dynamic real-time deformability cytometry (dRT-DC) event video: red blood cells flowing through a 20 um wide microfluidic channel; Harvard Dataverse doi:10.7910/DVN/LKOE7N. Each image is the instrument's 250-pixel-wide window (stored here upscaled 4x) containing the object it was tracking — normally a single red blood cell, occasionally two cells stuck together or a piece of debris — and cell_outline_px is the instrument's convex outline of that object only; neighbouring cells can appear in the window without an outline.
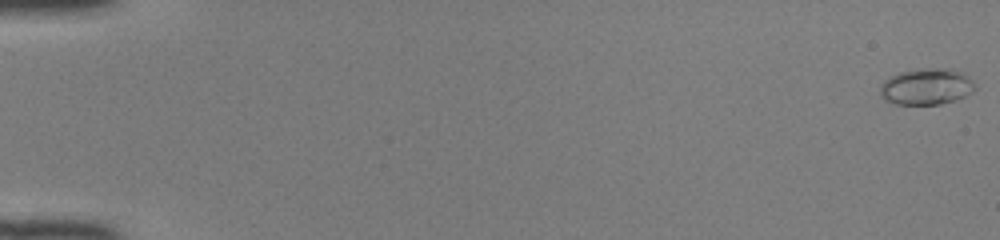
{"species": "common noctule bat (a hibernating species)", "species_latin": "Nyctalus noctula", "temperature_condition": "room temperature", "stored_images_in_passage": 50, "camera_frame_rate_fps": 3000, "um_per_image_px": 0.085, "animal": {"sex": "female", "body_mass_g": 22.0, "forearm_length_mm": 56.7}, "frame": {"image": 1, "passage_image": 1, "time_ms": 0.0, "image_size_px": [1000, 240], "cell_outline_px": [[972, 84], [960, 96], [952, 100], [940, 104], [900, 104], [888, 100], [884, 96], [884, 84], [892, 76], [900, 72], [936, 68], [956, 72], [964, 76]], "centroid_in_image_um": [78.67, 7.38], "position_along_channel_um": 6.3, "area_um2": 17.92}}
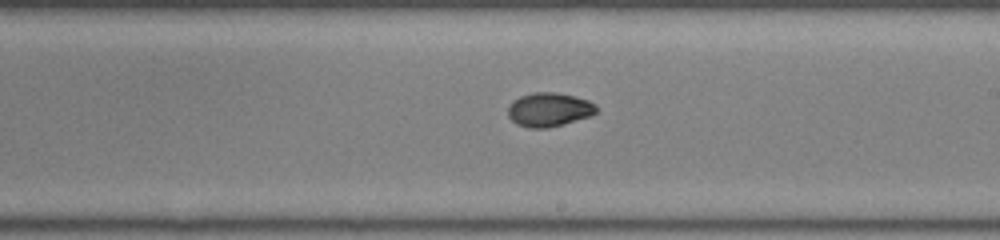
{"frame": {"image": 2, "passage_image": 31, "time_ms": 10.0, "image_size_px": [1000, 240], "cell_outline_px": [[596, 112], [588, 116], [564, 124], [544, 128], [528, 128], [516, 124], [508, 116], [508, 108], [520, 96], [532, 92], [556, 92], [588, 100], [596, 104]], "centroid_in_image_um": [46.66, 9.32], "position_along_channel_um": 242.3, "area_um2": 17.22}}
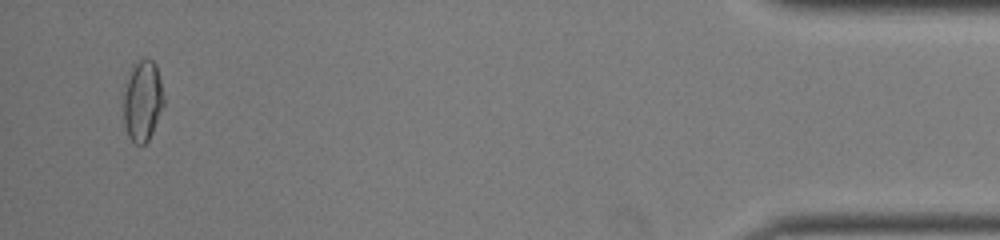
{"frame": {"image": 3, "passage_image": 49, "time_ms": 16.0, "image_size_px": [1000, 240], "cell_outline_px": [[164, 104], [152, 132], [148, 140], [144, 144], [136, 144], [128, 136], [124, 120], [124, 96], [132, 64], [140, 60], [152, 60], [156, 64], [164, 96]], "centroid_in_image_um": [12.13, 8.57], "position_along_channel_um": 423.1, "area_um2": 18.55}, "authors_computed_cell_mechanics": {"area_um2": 17.051, "velocity_mm_per_s": 4.1585, "shape_relaxation_time_tau1_ms": 7.0336, "shape_relaxation_time_tau2_ms": 2.9974, "deformation_change_tau1": 0.2163, "deformation_change_tau2": 0.0395}}